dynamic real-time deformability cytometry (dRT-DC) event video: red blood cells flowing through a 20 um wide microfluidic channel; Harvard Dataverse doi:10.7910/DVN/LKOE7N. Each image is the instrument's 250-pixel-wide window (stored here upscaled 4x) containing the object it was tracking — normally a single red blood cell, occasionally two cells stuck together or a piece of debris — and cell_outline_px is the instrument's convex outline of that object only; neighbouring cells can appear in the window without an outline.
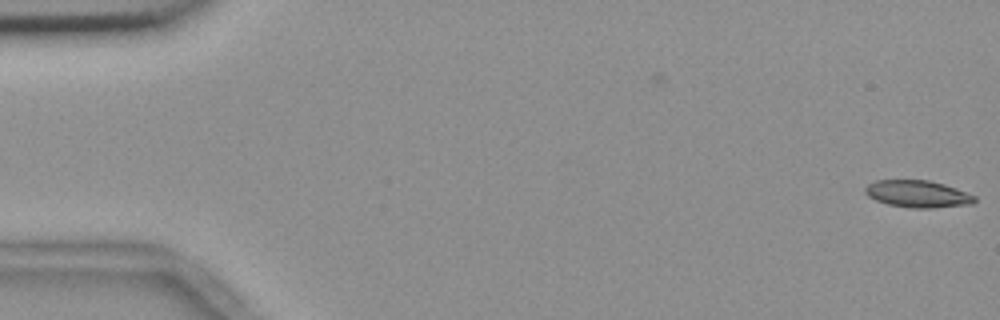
{"species": "common noctule bat (a hibernating species)", "species_latin": "Nyctalus noctula", "temperature_condition": "room temperature", "stored_images_in_passage": 3, "camera_frame_rate_fps": 3000, "um_per_image_px": 0.085, "animal": {"sex": "female", "body_mass_g": 18.4}, "frame": {"image": 1, "passage_image": 3, "time_ms": 0.667, "image_size_px": [1000, 320], "cell_outline_px": [[976, 200], [972, 204], [932, 208], [912, 208], [888, 204], [876, 200], [868, 196], [864, 192], [864, 188], [868, 184], [876, 180], [928, 180], [944, 184], [956, 188], [976, 196]], "centroid_in_image_um": [78.0, 16.48], "position_along_channel_um": 7.0, "area_um2": 17.28}}